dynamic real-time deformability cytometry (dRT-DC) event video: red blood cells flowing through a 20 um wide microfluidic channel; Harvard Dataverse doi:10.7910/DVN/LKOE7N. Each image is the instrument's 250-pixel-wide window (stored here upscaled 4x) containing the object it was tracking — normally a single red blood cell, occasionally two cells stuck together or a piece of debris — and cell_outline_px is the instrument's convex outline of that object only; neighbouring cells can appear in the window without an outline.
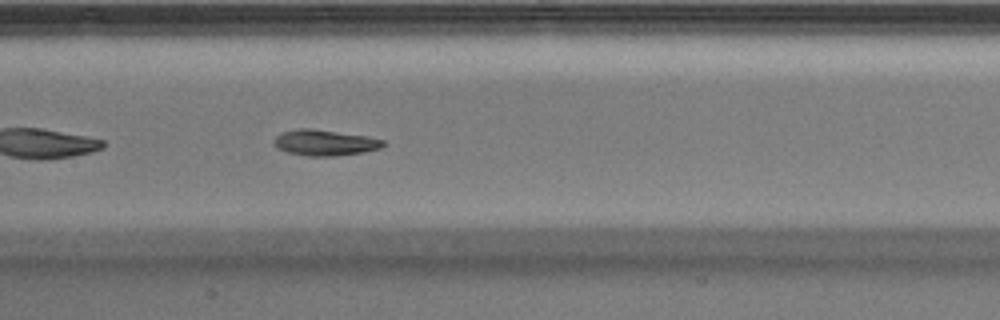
{"species": "Egyptian fruit bat (a non-hibernating species)", "species_latin": "Rousettus aegyptiacus", "temperature_condition": "warm", "stored_images_in_passage": 37, "camera_frame_rate_fps": 3000, "um_per_image_px": 0.085, "animal": {"sex": "male"}, "frame": {"image": 1, "passage_image": 11, "time_ms": 3.333, "image_size_px": [1000, 320], "cell_outline_px": [[384, 144], [380, 148], [364, 152], [332, 156], [308, 156], [288, 152], [276, 148], [272, 140], [280, 132], [300, 128], [312, 128], [368, 136], [384, 140]], "centroid_in_image_um": [27.57, 12.12], "position_along_channel_um": 179.8, "area_um2": 16.53}, "authors_computed_cell_mechanics": {"area_um2": 16.4152, "velocity_mm_per_s": 3.9286, "shape_relaxation_time_tau1_ms": 4.2397, "shape_relaxation_time_tau2_ms": 1.0456, "deformation_change_tau1": 0.1837, "deformation_change_tau2": 0.0755}}